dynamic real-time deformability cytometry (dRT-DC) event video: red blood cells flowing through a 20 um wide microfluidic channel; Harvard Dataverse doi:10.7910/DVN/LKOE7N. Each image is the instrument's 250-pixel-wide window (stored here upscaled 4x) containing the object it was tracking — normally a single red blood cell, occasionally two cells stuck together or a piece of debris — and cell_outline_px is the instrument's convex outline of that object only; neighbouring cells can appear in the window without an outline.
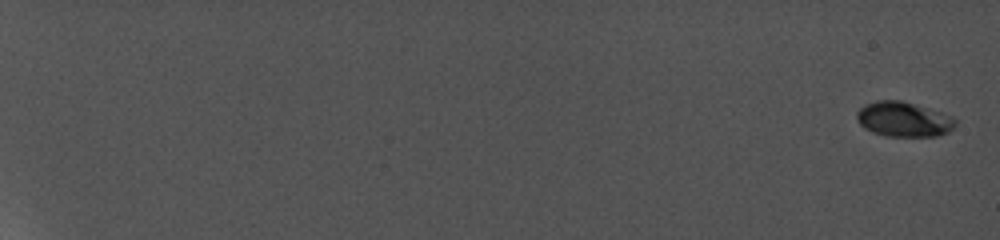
{"species": "common noctule bat (a hibernating species)", "species_latin": "Nyctalus noctula", "temperature_condition": "cold", "stored_images_in_passage": 16, "camera_frame_rate_fps": 5000, "um_per_image_px": 0.085, "animal": {"sex": "female", "body_mass_g": 19.0, "forearm_length_mm": 56.7}, "frame": {"image": 1, "passage_image": 1, "time_ms": 0.0, "image_size_px": [1000, 240], "cell_outline_px": [[956, 124], [948, 132], [936, 136], [888, 136], [872, 132], [864, 128], [860, 124], [856, 116], [856, 112], [864, 104], [876, 100], [900, 100], [928, 108], [952, 116], [956, 120]], "centroid_in_image_um": [76.78, 10.13], "position_along_channel_um": 8.2, "area_um2": 20.0}}
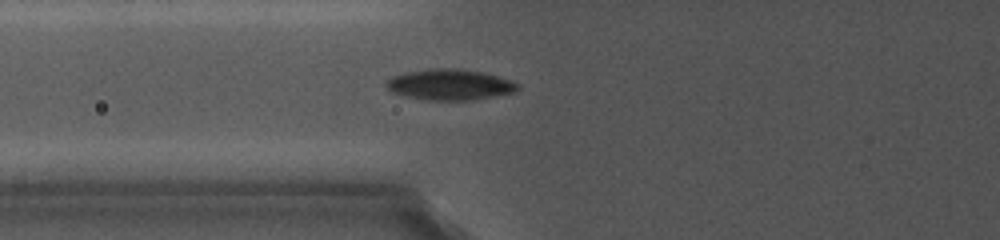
{"frame": {"image": 2, "passage_image": 11, "time_ms": 9.2, "image_size_px": [1000, 240], "cell_outline_px": [[516, 88], [512, 92], [464, 100], [436, 100], [412, 96], [396, 92], [388, 88], [384, 84], [392, 76], [404, 72], [432, 68], [456, 68], [480, 72], [496, 76], [508, 80], [516, 84]], "centroid_in_image_um": [38.16, 7.16], "position_along_channel_um": 87.6, "area_um2": 22.48}}
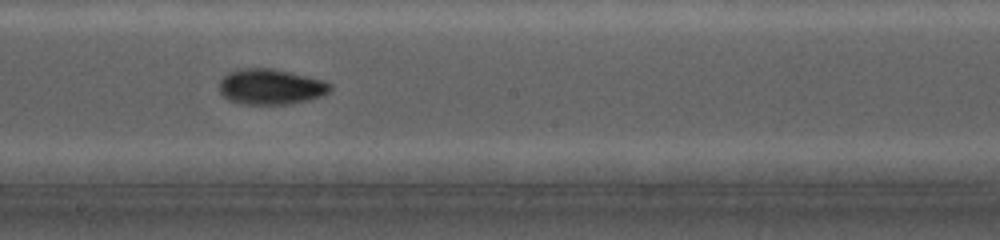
{"frame": {"image": 3, "passage_image": 15, "time_ms": 12.8, "image_size_px": [1000, 240], "cell_outline_px": [[332, 88], [328, 92], [304, 100], [284, 104], [252, 104], [232, 100], [224, 96], [220, 92], [220, 80], [228, 72], [236, 68], [276, 68], [324, 80], [332, 84]], "centroid_in_image_um": [23.0, 7.33], "position_along_channel_um": 225.2, "area_um2": 22.66}}